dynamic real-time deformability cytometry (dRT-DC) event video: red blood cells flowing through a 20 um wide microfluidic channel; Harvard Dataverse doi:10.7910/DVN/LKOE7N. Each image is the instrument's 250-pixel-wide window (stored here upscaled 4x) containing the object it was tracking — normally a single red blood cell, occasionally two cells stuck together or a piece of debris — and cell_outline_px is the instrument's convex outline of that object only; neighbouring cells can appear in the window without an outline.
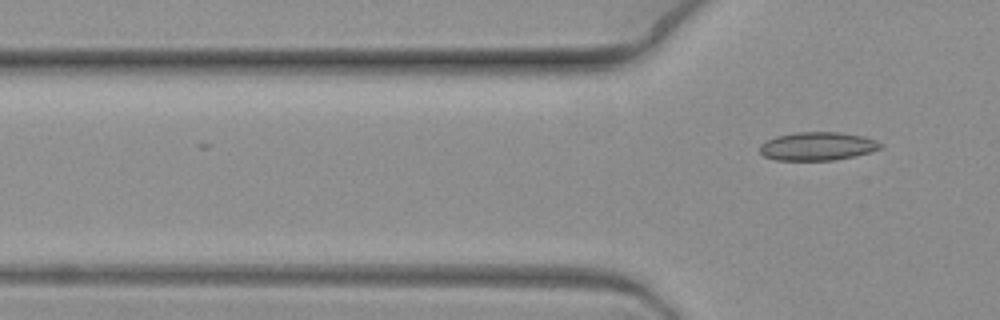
{"species": "common noctule bat (a hibernating species)", "species_latin": "Nyctalus noctula", "temperature_condition": "warm", "stored_images_in_passage": 9, "segment_of_instrument_passage": [2, 2], "camera_frame_rate_fps": 3000, "um_per_image_px": 0.085, "animal": {"sex": "female", "body_mass_g": 19.3, "forearm_length_mm": 54.1}, "frame": {"image": 1, "passage_image": 9, "time_ms": 2.667, "image_size_px": [1000, 320], "cell_outline_px": [[884, 148], [856, 156], [836, 160], [776, 160], [764, 156], [760, 152], [760, 144], [764, 140], [776, 136], [796, 132], [840, 132], [860, 136], [876, 140], [884, 144]], "centroid_in_image_um": [69.5, 12.43], "position_along_channel_um": 56.3, "area_um2": 20.17}}